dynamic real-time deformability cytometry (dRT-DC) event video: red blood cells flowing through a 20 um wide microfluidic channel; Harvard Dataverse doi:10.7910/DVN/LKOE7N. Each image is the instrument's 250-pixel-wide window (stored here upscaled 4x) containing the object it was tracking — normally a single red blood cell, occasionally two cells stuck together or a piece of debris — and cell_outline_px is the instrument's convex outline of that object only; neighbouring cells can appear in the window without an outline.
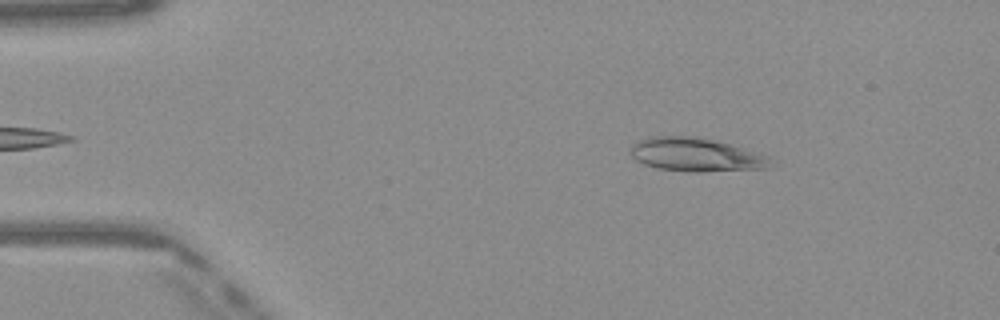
{"species": "Egyptian fruit bat (a non-hibernating species)", "species_latin": "Rousettus aegyptiacus", "temperature_condition": "warm", "stored_images_in_passage": 45, "camera_frame_rate_fps": 3000, "um_per_image_px": 0.085, "frame": {"image": 1, "passage_image": 4, "time_ms": 1.0, "image_size_px": [1000, 320], "cell_outline_px": [[776, 164], [768, 168], [700, 172], [688, 172], [656, 168], [644, 164], [636, 160], [632, 156], [628, 148], [632, 144], [640, 140], [652, 136], [688, 136], [712, 140], [728, 144], [768, 156]], "centroid_in_image_um": [59.13, 13.17], "position_along_channel_um": 25.9, "area_um2": 27.34}}
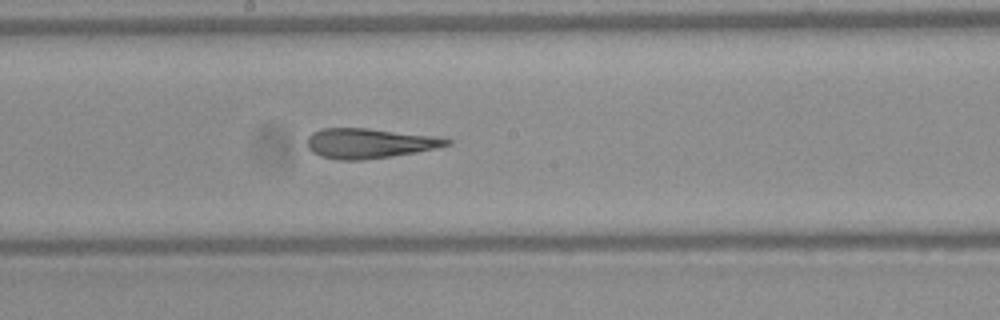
{"frame": {"image": 2, "passage_image": 23, "time_ms": 7.333, "image_size_px": [1000, 320], "cell_outline_px": [[452, 144], [436, 148], [416, 152], [392, 156], [364, 160], [336, 160], [320, 156], [312, 152], [308, 148], [308, 136], [312, 132], [320, 128], [368, 128], [436, 136], [452, 140]], "centroid_in_image_um": [31.38, 12.18], "position_along_channel_um": 216.8, "area_um2": 24.51}}
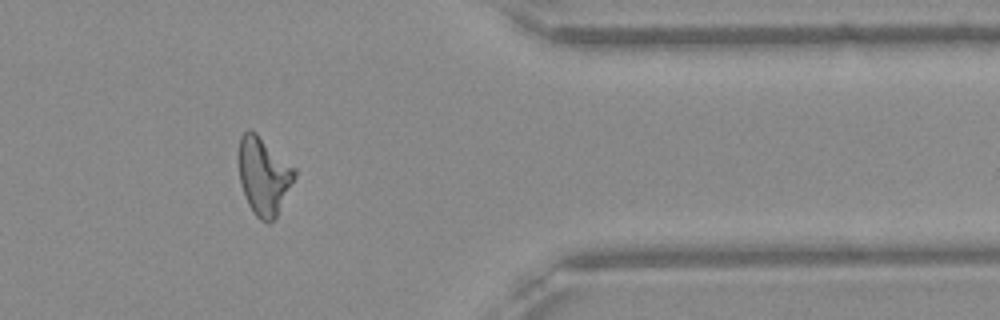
{"frame": {"image": 3, "passage_image": 37, "time_ms": 12.0, "image_size_px": [1000, 320], "cell_outline_px": [[296, 176], [276, 216], [268, 224], [260, 220], [256, 216], [248, 204], [240, 180], [236, 156], [236, 152], [240, 136], [248, 128], [252, 128], [296, 168]], "centroid_in_image_um": [22.38, 14.88], "position_along_channel_um": 389.0, "area_um2": 25.72}, "authors_computed_cell_mechanics": {"area_um2": 25.4898, "velocity_mm_per_s": 4.0977, "shape_relaxation_time_tau1_ms": null, "shape_relaxation_time_tau2_ms": 2.4341, "deformation_change_tau1": null, "deformation_change_tau2": 0.1296}}